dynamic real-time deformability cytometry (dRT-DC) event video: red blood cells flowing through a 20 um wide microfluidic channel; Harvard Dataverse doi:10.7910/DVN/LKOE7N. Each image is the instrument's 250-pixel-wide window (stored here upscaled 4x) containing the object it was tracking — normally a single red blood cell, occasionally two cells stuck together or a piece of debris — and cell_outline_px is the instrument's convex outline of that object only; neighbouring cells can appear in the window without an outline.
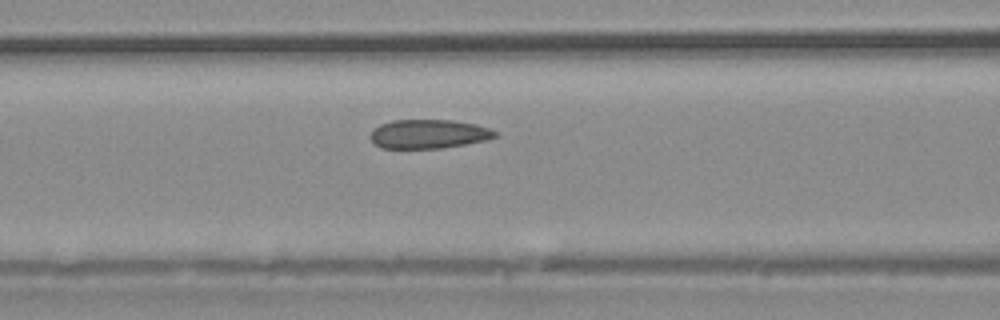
{"species": "common noctule bat (a hibernating species)", "species_latin": "Nyctalus noctula", "temperature_condition": "warm", "stored_images_in_passage": 28, "camera_frame_rate_fps": 3000, "um_per_image_px": 0.085, "animal": {"sex": "male", "body_mass_g": 20.4}, "frame": {"image": 1, "passage_image": 5, "time_ms": 1.333, "image_size_px": [1000, 320], "cell_outline_px": [[496, 136], [484, 140], [464, 144], [440, 148], [380, 148], [368, 136], [380, 124], [392, 120], [452, 120], [476, 124], [488, 128], [496, 132]], "centroid_in_image_um": [36.4, 11.38], "position_along_channel_um": 130.2, "area_um2": 20.81}}
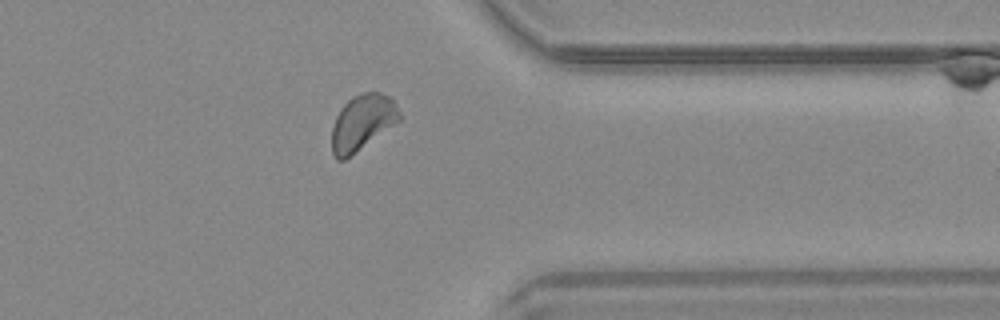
{"frame": {"image": 2, "passage_image": 20, "time_ms": 6.333, "image_size_px": [1000, 320], "cell_outline_px": [[400, 120], [344, 160], [336, 160], [332, 152], [332, 128], [336, 116], [340, 108], [352, 96], [364, 92], [380, 92], [388, 96], [392, 100], [400, 112]], "centroid_in_image_um": [30.77, 10.4], "position_along_channel_um": 380.6, "area_um2": 21.62}}